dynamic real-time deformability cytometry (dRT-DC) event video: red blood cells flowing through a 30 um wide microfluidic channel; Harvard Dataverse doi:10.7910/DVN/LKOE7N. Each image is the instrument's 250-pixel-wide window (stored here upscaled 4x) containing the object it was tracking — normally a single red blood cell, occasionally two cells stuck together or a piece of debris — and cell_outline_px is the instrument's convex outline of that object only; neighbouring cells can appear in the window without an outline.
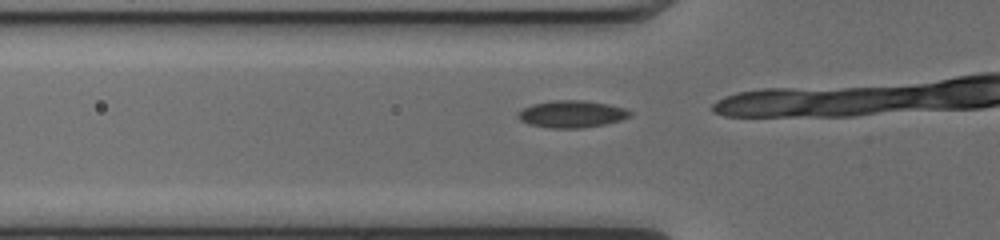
{"species": "common noctule bat (a hibernating species)", "species_latin": "Nyctalus noctula", "temperature_condition": "cold", "stored_images_in_passage": 13, "camera_frame_rate_fps": 3000, "um_per_image_px": 0.085, "animal": {"sex": "female", "body_mass_g": 17.0, "forearm_length_mm": 48.0}, "frame": {"image": 1, "passage_image": 11, "time_ms": 3.333, "image_size_px": [1000, 240], "cell_outline_px": [[632, 116], [620, 120], [604, 124], [580, 128], [552, 128], [528, 124], [520, 120], [516, 116], [516, 112], [532, 104], [552, 100], [584, 100], [608, 104], [624, 108], [632, 112]], "centroid_in_image_um": [48.57, 9.69], "position_along_channel_um": 77.2, "area_um2": 17.74}}